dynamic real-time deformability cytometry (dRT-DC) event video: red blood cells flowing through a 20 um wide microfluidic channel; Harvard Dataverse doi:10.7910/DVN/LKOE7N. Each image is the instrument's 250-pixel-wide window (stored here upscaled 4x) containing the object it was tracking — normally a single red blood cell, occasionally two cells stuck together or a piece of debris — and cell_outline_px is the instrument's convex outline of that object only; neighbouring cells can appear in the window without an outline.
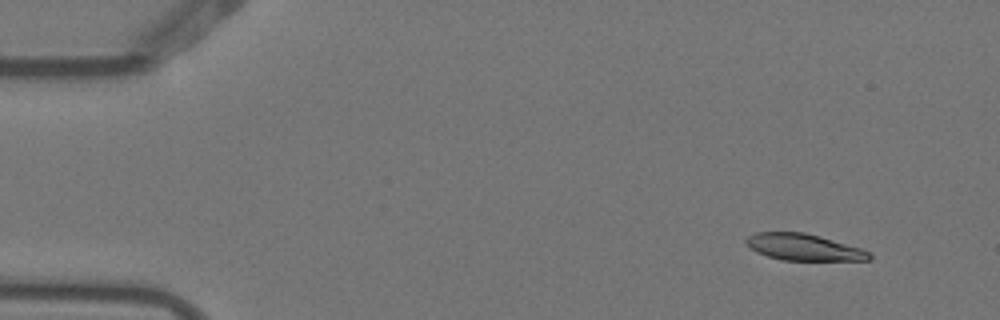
{"species": "Egyptian fruit bat (a non-hibernating species)", "species_latin": "Rousettus aegyptiacus", "temperature_condition": "warm", "stored_images_in_passage": 4, "camera_frame_rate_fps": 3000, "um_per_image_px": 0.085, "animal": {"sex": "female"}, "frame": {"image": 1, "passage_image": 1, "time_ms": 0.0, "image_size_px": [1000, 320], "cell_outline_px": [[872, 260], [780, 260], [756, 252], [744, 240], [748, 236], [756, 232], [804, 232], [820, 236], [860, 248], [872, 252]], "centroid_in_image_um": [68.34, 21.01], "position_along_channel_um": 16.7, "area_um2": 19.02}}